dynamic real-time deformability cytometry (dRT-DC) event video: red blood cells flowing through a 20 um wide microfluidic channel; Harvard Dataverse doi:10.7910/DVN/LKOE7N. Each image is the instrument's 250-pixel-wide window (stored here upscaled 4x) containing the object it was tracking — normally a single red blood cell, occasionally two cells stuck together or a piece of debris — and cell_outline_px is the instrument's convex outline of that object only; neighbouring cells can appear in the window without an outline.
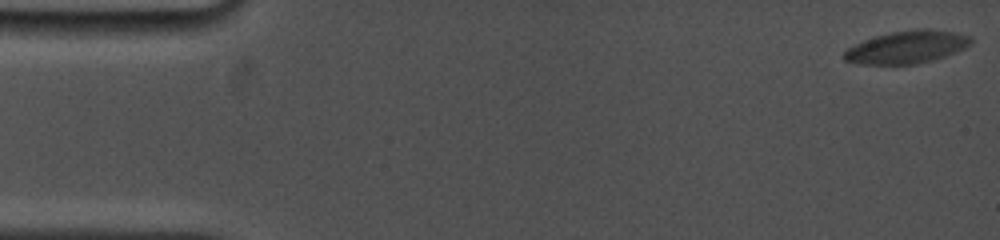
{"species": "common noctule bat (a hibernating species)", "species_latin": "Nyctalus noctula", "temperature_condition": "cold", "stored_images_in_passage": 22, "camera_frame_rate_fps": 5000, "um_per_image_px": 0.085, "animal": {"sex": "female", "body_mass_g": 19.0, "forearm_length_mm": 53.3}, "frame": {"image": 1, "passage_image": 1, "time_ms": 0.0, "image_size_px": [1000, 240], "cell_outline_px": [[972, 44], [964, 48], [944, 56], [932, 60], [916, 64], [860, 64], [844, 60], [844, 52], [848, 48], [864, 40], [876, 36], [892, 32], [916, 28], [928, 28], [952, 32], [972, 36]], "centroid_in_image_um": [77.11, 3.99], "position_along_channel_um": 7.9, "area_um2": 23.93}}
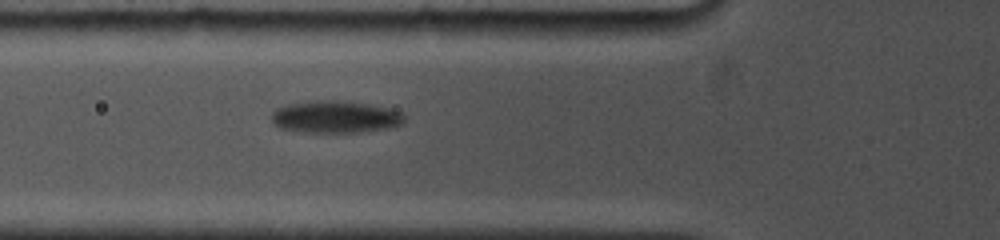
{"frame": {"image": 2, "passage_image": 16, "time_ms": 6.4, "image_size_px": [1000, 240], "cell_outline_px": [[404, 120], [400, 124], [388, 128], [360, 132], [300, 132], [280, 128], [272, 124], [272, 112], [276, 108], [288, 104], [312, 100], [344, 100], [368, 104], [388, 108], [404, 112]], "centroid_in_image_um": [28.47, 9.93], "position_along_channel_um": 97.3, "area_um2": 25.14}}
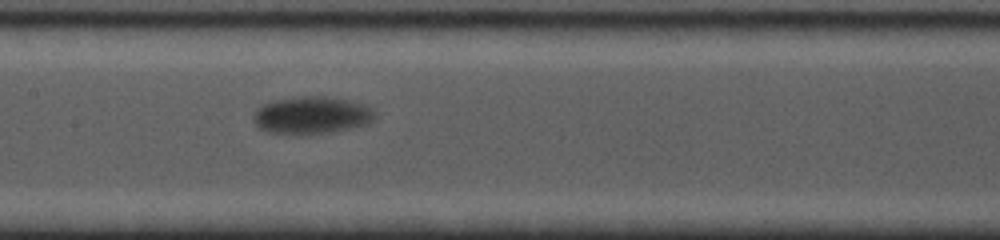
{"frame": {"image": 3, "passage_image": 22, "time_ms": 8.8, "image_size_px": [1000, 240], "cell_outline_px": [[376, 116], [368, 124], [352, 128], [332, 132], [308, 136], [300, 136], [268, 132], [260, 128], [256, 124], [252, 116], [260, 104], [272, 100], [292, 96], [316, 96], [352, 100], [364, 104], [372, 108], [376, 112]], "centroid_in_image_um": [26.48, 9.81], "position_along_channel_um": 180.9, "area_um2": 27.34}}